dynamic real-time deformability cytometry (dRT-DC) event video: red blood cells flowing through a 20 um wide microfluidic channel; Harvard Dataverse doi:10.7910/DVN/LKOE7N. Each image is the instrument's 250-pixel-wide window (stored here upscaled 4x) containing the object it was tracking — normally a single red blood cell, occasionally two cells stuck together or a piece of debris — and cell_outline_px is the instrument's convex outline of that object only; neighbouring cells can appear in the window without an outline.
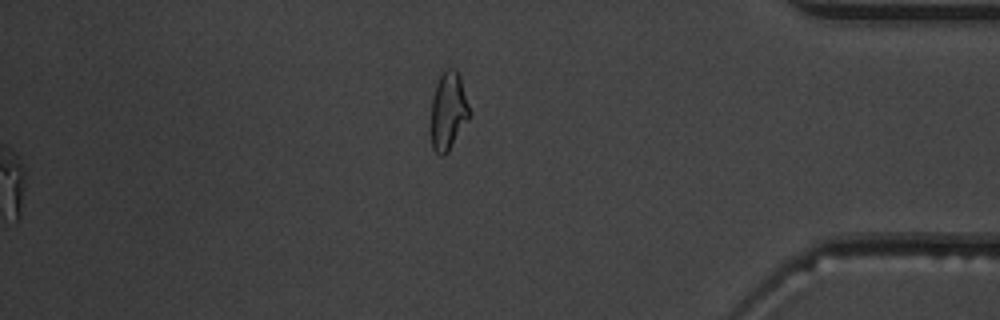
{"species": "common noctule bat (a hibernating species)", "species_latin": "Nyctalus noctula", "temperature_condition": "warm", "stored_images_in_passage": 39, "segment_of_instrument_passage": [2, 2], "camera_frame_rate_fps": 3000, "um_per_image_px": 0.085, "animal": {"sex": "male", "body_mass_g": 19.5, "forearm_length_mm": 54.6}, "frame": {"image": 1, "passage_image": 39, "time_ms": 12.667, "image_size_px": [1000, 320], "cell_outline_px": [[472, 112], [468, 120], [448, 152], [444, 156], [440, 156], [432, 148], [428, 128], [428, 124], [432, 100], [436, 84], [440, 76], [448, 68], [456, 68], [460, 76]], "centroid_in_image_um": [38.08, 9.48], "position_along_channel_um": 397.1, "area_um2": 18.21}}